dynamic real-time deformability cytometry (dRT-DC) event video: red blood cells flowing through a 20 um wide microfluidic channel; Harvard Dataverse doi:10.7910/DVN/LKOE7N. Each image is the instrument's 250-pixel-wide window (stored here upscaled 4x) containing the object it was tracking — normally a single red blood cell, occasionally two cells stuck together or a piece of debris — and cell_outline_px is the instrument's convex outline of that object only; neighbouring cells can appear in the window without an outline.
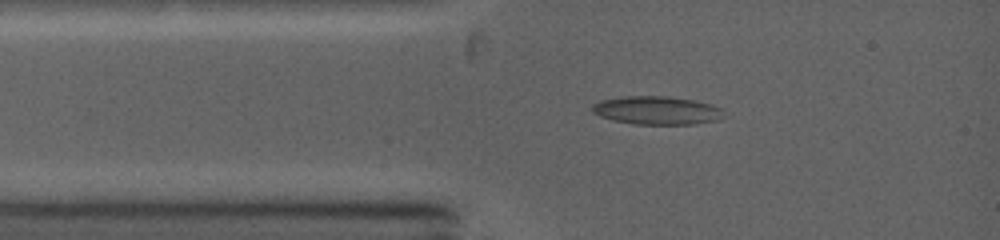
{"species": "common noctule bat (a hibernating species)", "species_latin": "Nyctalus noctula", "temperature_condition": "warm", "stored_images_in_passage": 10, "camera_frame_rate_fps": 5000, "um_per_image_px": 0.085, "animal": {"sex": "female", "body_mass_g": 19.0, "forearm_length_mm": 53.3}, "frame": {"image": 1, "passage_image": 4, "time_ms": 1.2, "image_size_px": [1000, 240], "cell_outline_px": [[724, 112], [720, 120], [692, 124], [632, 124], [612, 120], [600, 116], [592, 112], [592, 104], [600, 100], [620, 96], [668, 96], [696, 100], [712, 104], [720, 108]], "centroid_in_image_um": [55.82, 9.37], "position_along_channel_um": 29.2, "area_um2": 21.96}}
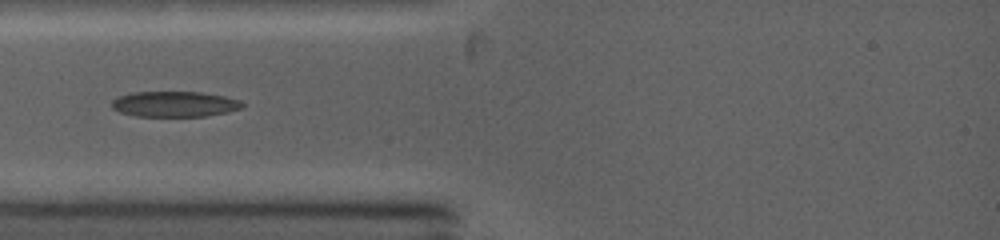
{"frame": {"image": 2, "passage_image": 7, "time_ms": 2.4, "image_size_px": [1000, 240], "cell_outline_px": [[244, 108], [228, 112], [204, 116], [136, 116], [120, 112], [112, 108], [112, 100], [116, 96], [132, 92], [200, 92], [224, 96], [240, 100], [244, 104]], "centroid_in_image_um": [14.84, 8.84], "position_along_channel_um": 70.2, "area_um2": 19.54}}